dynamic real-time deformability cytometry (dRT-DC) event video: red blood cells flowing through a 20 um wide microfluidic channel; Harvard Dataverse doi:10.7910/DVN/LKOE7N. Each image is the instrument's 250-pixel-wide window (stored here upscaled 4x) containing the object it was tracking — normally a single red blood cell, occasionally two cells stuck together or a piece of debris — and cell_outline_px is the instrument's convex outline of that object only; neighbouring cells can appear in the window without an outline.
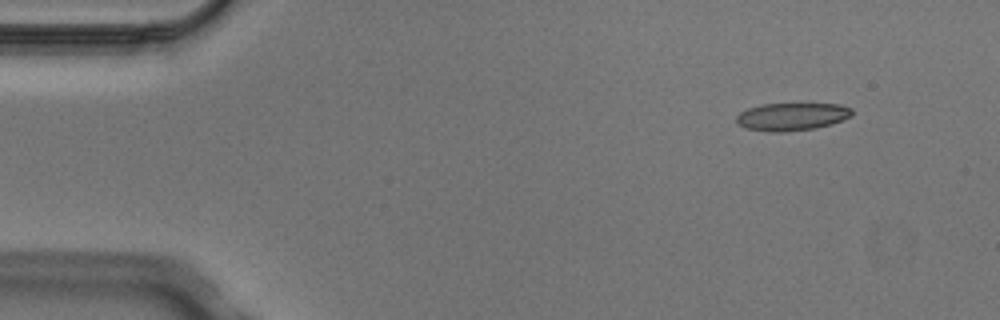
{"species": "Egyptian fruit bat (a non-hibernating species)", "species_latin": "Rousettus aegyptiacus", "temperature_condition": "cold", "stored_images_in_passage": 7, "camera_frame_rate_fps": 3000, "um_per_image_px": 0.085, "animal": {"sex": "male"}, "frame": {"image": 1, "passage_image": 1, "time_ms": 0.0, "image_size_px": [1000, 320], "cell_outline_px": [[852, 116], [832, 124], [816, 128], [784, 132], [768, 132], [744, 128], [736, 124], [736, 116], [740, 112], [748, 108], [764, 104], [840, 104], [852, 108]], "centroid_in_image_um": [67.29, 9.92], "position_along_channel_um": 17.7, "area_um2": 18.84}}
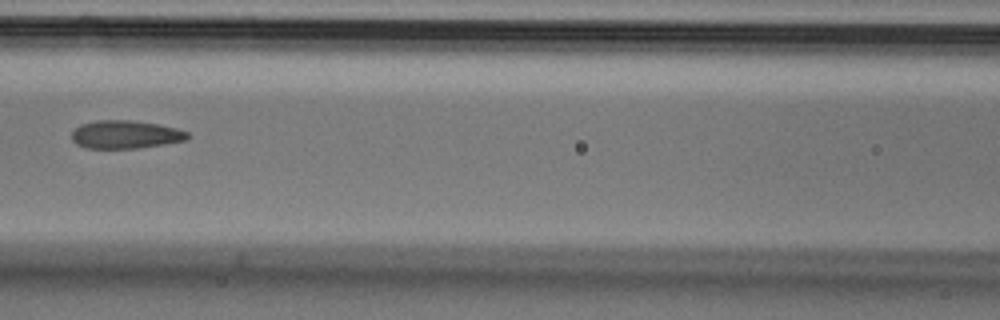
{"frame": {"image": 2, "passage_image": 6, "time_ms": 1.667, "image_size_px": [1000, 320], "cell_outline_px": [[188, 140], [164, 144], [136, 148], [84, 148], [76, 144], [72, 140], [72, 132], [80, 124], [96, 120], [132, 120], [160, 124], [176, 128], [188, 132]], "centroid_in_image_um": [10.65, 11.43], "position_along_channel_um": 155.9, "area_um2": 19.07}}
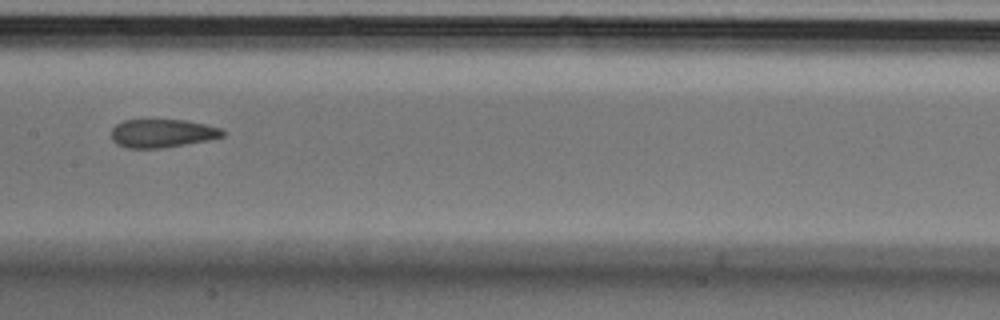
{"frame": {"image": 3, "passage_image": 7, "time_ms": 2.0, "image_size_px": [1000, 320], "cell_outline_px": [[224, 136], [208, 140], [164, 148], [128, 148], [116, 144], [112, 140], [112, 128], [116, 124], [124, 120], [184, 120], [204, 124], [220, 128], [224, 132]], "centroid_in_image_um": [13.77, 11.34], "position_along_channel_um": 193.6, "area_um2": 18.32}}